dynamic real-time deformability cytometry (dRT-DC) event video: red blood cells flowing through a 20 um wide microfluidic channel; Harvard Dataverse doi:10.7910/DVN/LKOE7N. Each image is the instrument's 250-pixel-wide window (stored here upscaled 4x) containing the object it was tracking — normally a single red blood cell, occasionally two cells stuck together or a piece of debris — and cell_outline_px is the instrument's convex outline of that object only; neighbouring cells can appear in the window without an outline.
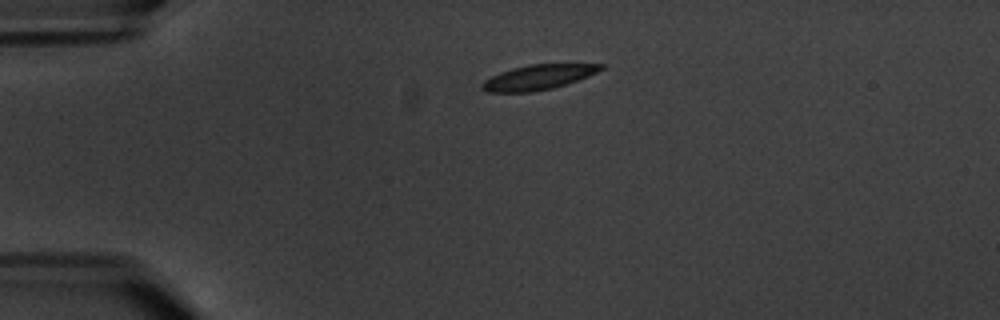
{"species": "common noctule bat (a hibernating species)", "species_latin": "Nyctalus noctula", "temperature_condition": "warm", "stored_images_in_passage": 2, "camera_frame_rate_fps": 3000, "um_per_image_px": 0.085, "animal": {"sex": "male", "body_mass_g": 20.1, "forearm_length_mm": 53.5}, "frame": {"image": 1, "passage_image": 1, "time_ms": 0.0, "image_size_px": [1000, 320], "cell_outline_px": [[604, 68], [588, 76], [552, 88], [532, 92], [488, 92], [480, 88], [480, 84], [484, 80], [500, 72], [512, 68], [528, 64], [604, 64]], "centroid_in_image_um": [45.69, 6.56], "position_along_channel_um": 39.3, "area_um2": 17.11}}